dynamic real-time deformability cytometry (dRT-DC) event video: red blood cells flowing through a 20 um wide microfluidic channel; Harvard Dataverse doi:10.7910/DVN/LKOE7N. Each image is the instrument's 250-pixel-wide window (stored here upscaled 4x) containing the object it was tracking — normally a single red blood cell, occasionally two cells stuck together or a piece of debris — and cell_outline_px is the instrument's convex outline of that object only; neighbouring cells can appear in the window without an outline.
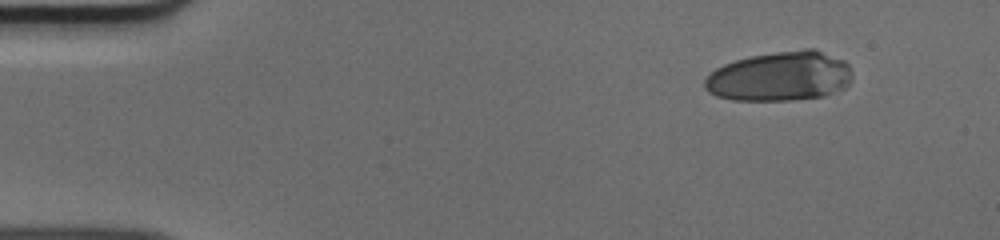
{"species": "human", "species_latin": "Homo sapiens", "temperature_condition": "cold", "stored_images_in_passage": 46, "camera_frame_rate_fps": 3000, "um_per_image_px": 0.085, "donor": {"sex": "male"}, "frame": {"image": 1, "passage_image": 1, "time_ms": 0.0, "image_size_px": [1000, 240], "cell_outline_px": [[852, 80], [844, 88], [824, 96], [792, 100], [732, 100], [716, 96], [708, 92], [704, 88], [704, 80], [716, 68], [724, 64], [736, 60], [752, 56], [776, 52], [804, 48], [812, 48], [844, 60], [848, 64], [852, 76]], "centroid_in_image_um": [66.3, 6.49], "position_along_channel_um": 18.7, "area_um2": 42.66}}
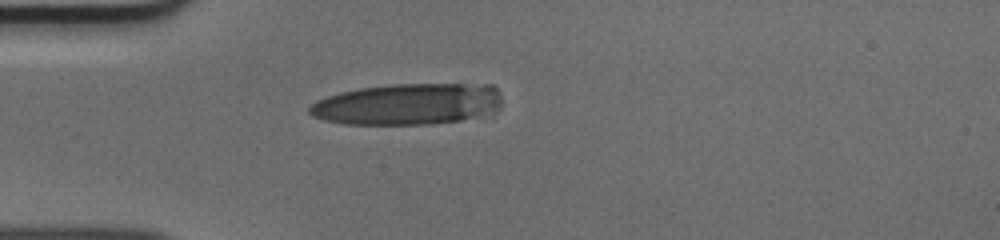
{"frame": {"image": 2, "passage_image": 10, "time_ms": 3.0, "image_size_px": [1000, 240], "cell_outline_px": [[500, 108], [496, 112], [460, 120], [428, 124], [344, 124], [324, 120], [312, 116], [308, 112], [308, 108], [316, 100], [340, 92], [360, 88], [392, 84], [492, 84], [496, 88], [500, 96]], "centroid_in_image_um": [34.66, 8.85], "position_along_channel_um": 50.3, "area_um2": 46.59}}
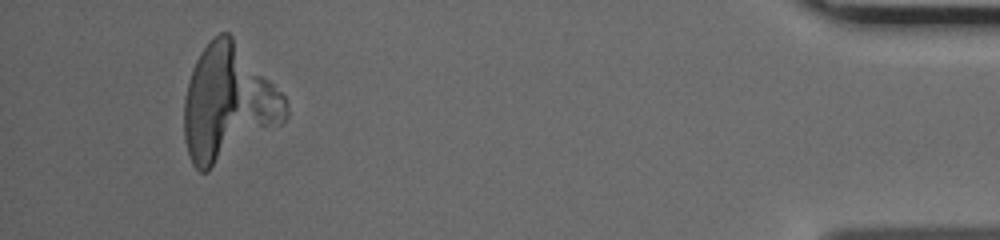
{"frame": {"image": 3, "passage_image": 43, "time_ms": 14.0, "image_size_px": [1000, 240], "cell_outline_px": [[288, 116], [280, 124], [208, 172], [200, 172], [192, 164], [184, 140], [184, 100], [188, 84], [196, 60], [200, 52], [220, 32], [228, 32], [232, 36], [284, 96], [288, 108]], "centroid_in_image_um": [19.37, 8.82], "position_along_channel_um": 415.8, "area_um2": 67.28}}